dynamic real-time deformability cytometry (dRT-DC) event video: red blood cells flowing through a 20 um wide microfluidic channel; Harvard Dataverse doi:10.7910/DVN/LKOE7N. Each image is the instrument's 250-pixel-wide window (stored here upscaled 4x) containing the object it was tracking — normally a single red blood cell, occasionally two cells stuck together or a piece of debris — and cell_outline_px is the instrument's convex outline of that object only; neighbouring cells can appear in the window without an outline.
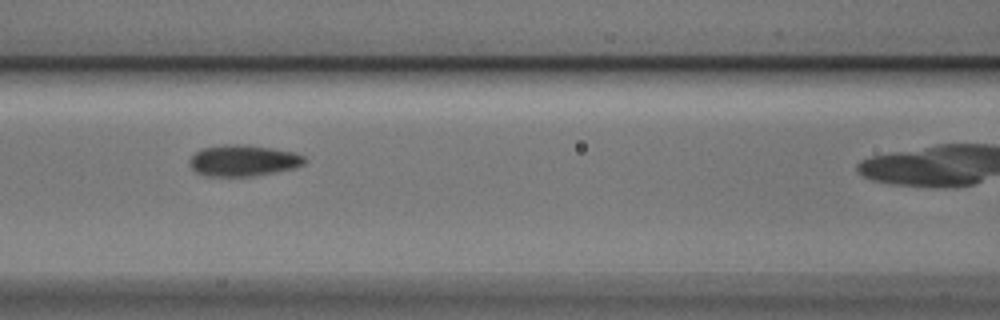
{"species": "Egyptian fruit bat (a non-hibernating species)", "species_latin": "Rousettus aegyptiacus", "temperature_condition": "cold", "stored_images_in_passage": 4, "camera_frame_rate_fps": 3000, "um_per_image_px": 0.085, "animal": {"sex": "male"}, "frame": {"image": 1, "passage_image": 3, "time_ms": 0.667, "image_size_px": [1000, 320], "cell_outline_px": [[308, 160], [304, 164], [296, 168], [276, 172], [252, 176], [204, 176], [196, 172], [188, 164], [188, 160], [200, 148], [224, 144], [244, 144], [272, 148], [292, 152], [304, 156]], "centroid_in_image_um": [20.66, 13.64], "position_along_channel_um": 145.9, "area_um2": 21.21}}